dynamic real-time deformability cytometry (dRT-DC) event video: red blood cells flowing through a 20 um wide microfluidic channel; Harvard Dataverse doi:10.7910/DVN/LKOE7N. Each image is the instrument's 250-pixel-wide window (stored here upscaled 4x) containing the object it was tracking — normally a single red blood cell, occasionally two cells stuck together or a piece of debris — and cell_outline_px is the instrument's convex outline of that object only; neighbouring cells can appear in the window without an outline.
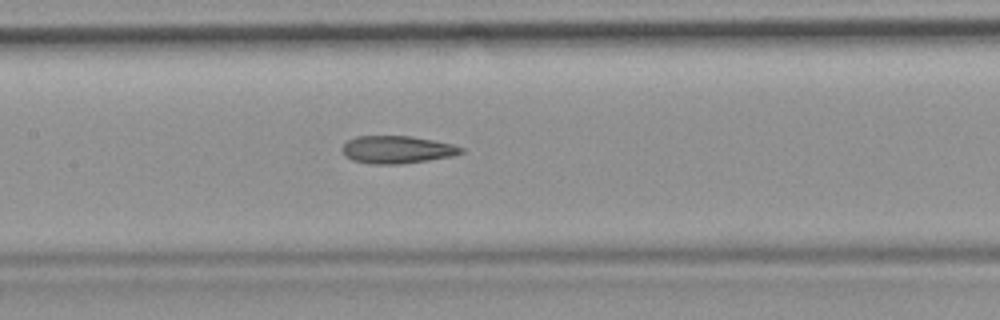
{"species": "common noctule bat (a hibernating species)", "species_latin": "Nyctalus noctula", "temperature_condition": "room temperature", "stored_images_in_passage": 39, "camera_frame_rate_fps": 3000, "um_per_image_px": 0.085, "animal": {"sex": "female", "body_mass_g": 19.9}, "frame": {"image": 1, "passage_image": 12, "time_ms": 3.667, "image_size_px": [1000, 320], "cell_outline_px": [[464, 152], [452, 156], [428, 160], [400, 164], [372, 164], [352, 160], [344, 156], [340, 148], [348, 140], [356, 136], [412, 136], [452, 144], [464, 148]], "centroid_in_image_um": [33.72, 12.72], "position_along_channel_um": 173.7, "area_um2": 19.19}, "authors_computed_cell_mechanics": {"area_um2": 19.363, "velocity_mm_per_s": 3.95, "shape_relaxation_time_tau1_ms": null, "shape_relaxation_time_tau2_ms": 2.9885, "deformation_change_tau1": null, "deformation_change_tau2": 0.1284}}